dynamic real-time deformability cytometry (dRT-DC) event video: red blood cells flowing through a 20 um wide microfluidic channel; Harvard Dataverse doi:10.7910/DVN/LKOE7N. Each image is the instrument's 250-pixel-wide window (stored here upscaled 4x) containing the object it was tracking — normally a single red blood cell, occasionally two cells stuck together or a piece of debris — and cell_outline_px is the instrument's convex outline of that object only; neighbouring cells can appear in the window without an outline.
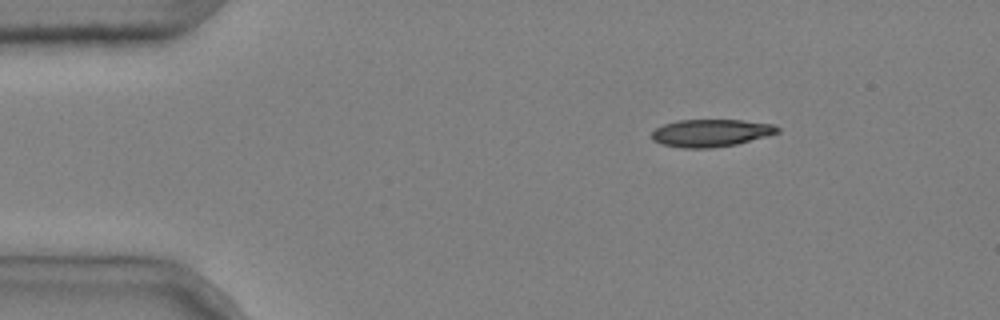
{"species": "common noctule bat (a hibernating species)", "species_latin": "Nyctalus noctula", "temperature_condition": "cold", "stored_images_in_passage": 3, "camera_frame_rate_fps": 3000, "um_per_image_px": 0.085, "animal": {"sex": "male", "body_mass_g": 20.4}, "frame": {"image": 1, "passage_image": 1, "time_ms": 0.0, "image_size_px": [1000, 320], "cell_outline_px": [[780, 132], [768, 136], [736, 144], [712, 148], [684, 148], [660, 144], [652, 140], [652, 132], [656, 128], [664, 124], [680, 120], [744, 120], [772, 124], [780, 128]], "centroid_in_image_um": [60.44, 11.3], "position_along_channel_um": 24.6, "area_um2": 20.17}}